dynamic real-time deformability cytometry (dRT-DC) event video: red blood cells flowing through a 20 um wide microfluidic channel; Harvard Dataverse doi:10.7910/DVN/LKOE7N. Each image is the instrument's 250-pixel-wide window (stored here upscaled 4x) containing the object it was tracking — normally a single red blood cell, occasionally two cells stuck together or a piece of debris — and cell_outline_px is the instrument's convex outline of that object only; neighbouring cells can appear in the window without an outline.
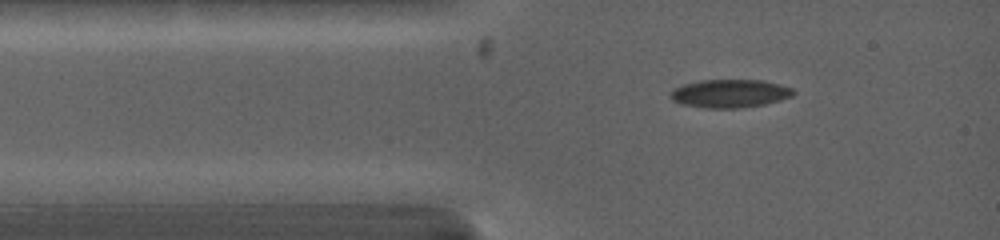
{"species": "common noctule bat (a hibernating species)", "species_latin": "Nyctalus noctula", "temperature_condition": "warm", "stored_images_in_passage": 2, "camera_frame_rate_fps": 5000, "um_per_image_px": 0.085, "animal": {"sex": "female", "body_mass_g": 19.0, "forearm_length_mm": 53.3}, "frame": {"image": 1, "passage_image": 1, "time_ms": 0.0, "image_size_px": [1000, 240], "cell_outline_px": [[796, 92], [792, 96], [780, 100], [764, 104], [740, 108], [704, 108], [680, 104], [672, 100], [668, 96], [668, 92], [672, 88], [684, 84], [700, 80], [764, 80], [780, 84], [792, 88]], "centroid_in_image_um": [61.99, 7.94], "position_along_channel_um": 23.0, "area_um2": 20.52}}